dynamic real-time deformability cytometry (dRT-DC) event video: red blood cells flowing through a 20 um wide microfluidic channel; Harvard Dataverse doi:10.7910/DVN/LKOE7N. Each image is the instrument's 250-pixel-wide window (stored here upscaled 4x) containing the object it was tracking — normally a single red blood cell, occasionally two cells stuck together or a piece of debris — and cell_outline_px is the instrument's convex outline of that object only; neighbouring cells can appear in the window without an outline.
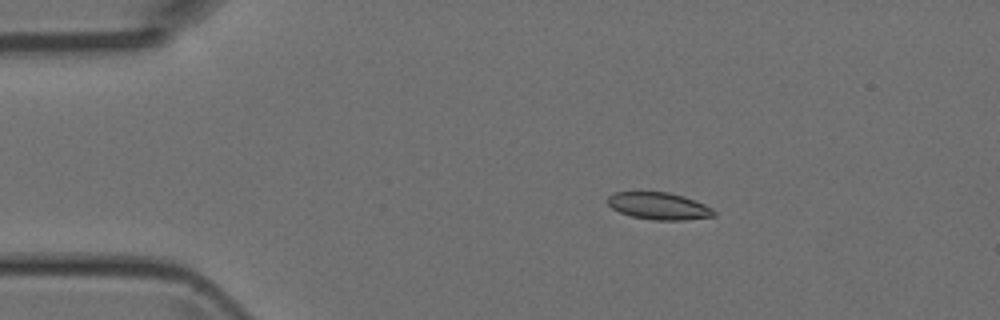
{"species": "Egyptian fruit bat (a non-hibernating species)", "species_latin": "Rousettus aegyptiacus", "temperature_condition": "room temperature", "stored_images_in_passage": 12, "camera_frame_rate_fps": 3000, "um_per_image_px": 0.085, "animal": {"sex": "female"}, "frame": {"image": 1, "passage_image": 7, "time_ms": 2.0, "image_size_px": [1000, 320], "cell_outline_px": [[716, 216], [684, 220], [652, 220], [632, 216], [620, 212], [612, 208], [604, 200], [612, 192], [668, 192], [684, 196], [704, 204], [712, 208], [716, 212]], "centroid_in_image_um": [55.98, 17.51], "position_along_channel_um": 29.0, "area_um2": 16.94}}